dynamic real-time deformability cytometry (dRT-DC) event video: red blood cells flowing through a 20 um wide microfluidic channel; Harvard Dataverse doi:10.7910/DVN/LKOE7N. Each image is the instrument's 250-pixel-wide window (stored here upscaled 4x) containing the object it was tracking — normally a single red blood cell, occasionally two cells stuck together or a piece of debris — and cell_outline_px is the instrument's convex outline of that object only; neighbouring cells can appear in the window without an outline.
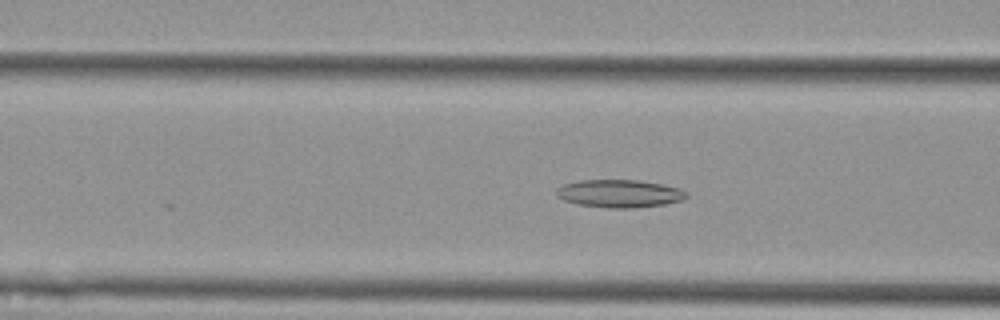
{"species": "Egyptian fruit bat (a non-hibernating species)", "species_latin": "Rousettus aegyptiacus", "temperature_condition": "cold", "stored_images_in_passage": 56, "camera_frame_rate_fps": 3000, "um_per_image_px": 0.085, "animal": {"sex": "female"}, "frame": {"image": 1, "passage_image": 22, "time_ms": 7.0, "image_size_px": [1000, 320], "cell_outline_px": [[688, 196], [684, 200], [664, 204], [632, 208], [608, 208], [576, 204], [564, 200], [556, 196], [556, 188], [564, 184], [580, 180], [636, 180], [664, 184], [680, 188], [688, 192]], "centroid_in_image_um": [52.67, 16.45], "position_along_channel_um": 113.9, "area_um2": 21.27}}
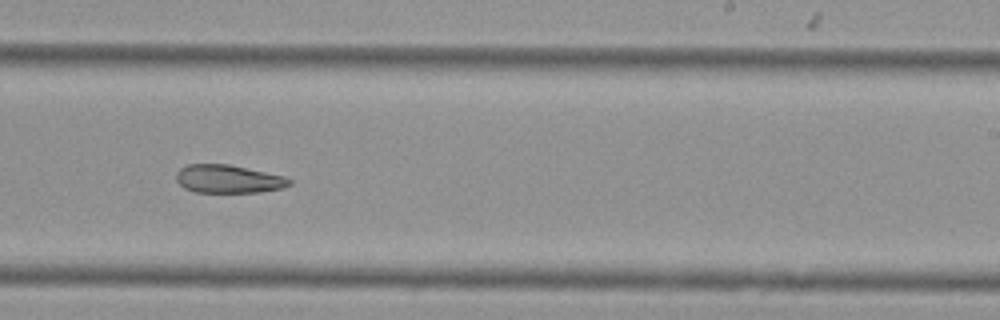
{"frame": {"image": 2, "passage_image": 35, "time_ms": 11.333, "image_size_px": [1000, 320], "cell_outline_px": [[292, 184], [280, 188], [260, 192], [192, 192], [184, 188], [176, 180], [176, 172], [180, 168], [188, 164], [228, 164], [284, 176], [292, 180]], "centroid_in_image_um": [19.38, 15.21], "position_along_channel_um": 269.6, "area_um2": 18.55}}
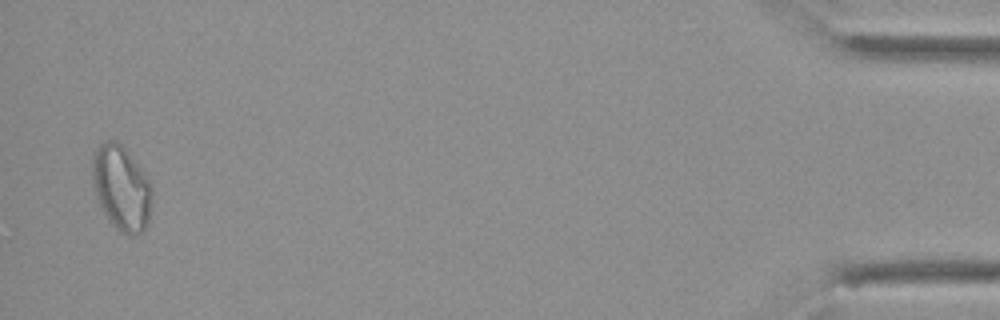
{"frame": {"image": 3, "passage_image": 55, "time_ms": 18.0, "image_size_px": [1000, 320], "cell_outline_px": [[152, 204], [148, 224], [136, 236], [128, 236], [120, 232], [108, 220], [96, 196], [92, 180], [92, 156], [96, 148], [104, 140], [116, 140], [128, 152], [144, 172], [152, 184]], "centroid_in_image_um": [10.33, 15.99], "position_along_channel_um": 424.9, "area_um2": 29.82}}